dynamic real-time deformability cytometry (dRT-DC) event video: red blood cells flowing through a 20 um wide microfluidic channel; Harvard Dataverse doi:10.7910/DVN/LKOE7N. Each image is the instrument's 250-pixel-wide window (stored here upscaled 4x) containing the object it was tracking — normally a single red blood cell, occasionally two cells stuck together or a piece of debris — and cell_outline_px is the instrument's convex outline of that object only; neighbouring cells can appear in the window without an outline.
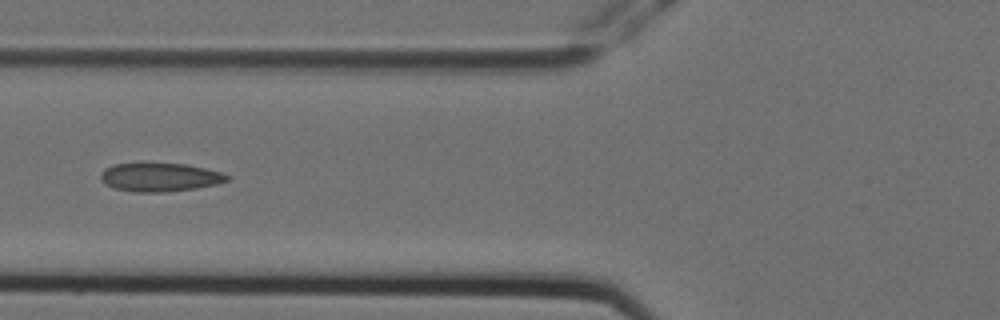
{"species": "Egyptian fruit bat (a non-hibernating species)", "species_latin": "Rousettus aegyptiacus", "temperature_condition": "cold", "stored_images_in_passage": 10, "camera_frame_rate_fps": 3000, "um_per_image_px": 0.085, "animal": {"sex": "female"}, "frame": {"image": 1, "passage_image": 6, "time_ms": 1.667, "image_size_px": [1000, 320], "cell_outline_px": [[232, 176], [228, 180], [216, 184], [196, 188], [164, 192], [136, 192], [116, 188], [104, 184], [100, 180], [100, 172], [104, 168], [112, 164], [144, 160], [188, 164], [224, 172]], "centroid_in_image_um": [13.56, 15.0], "position_along_channel_um": 112.2, "area_um2": 22.2}}
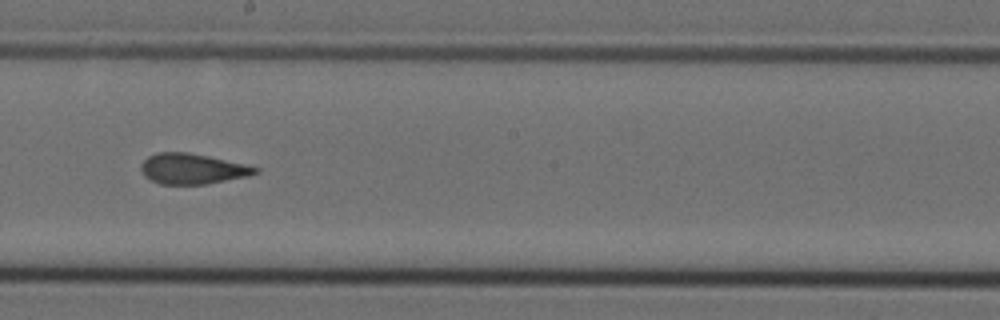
{"frame": {"image": 2, "passage_image": 9, "time_ms": 2.667, "image_size_px": [1000, 320], "cell_outline_px": [[260, 172], [248, 176], [208, 184], [160, 184], [144, 176], [140, 168], [140, 164], [148, 156], [156, 152], [188, 152], [208, 156], [244, 164], [260, 168]], "centroid_in_image_um": [16.34, 14.35], "position_along_channel_um": 231.9, "area_um2": 20.35}}
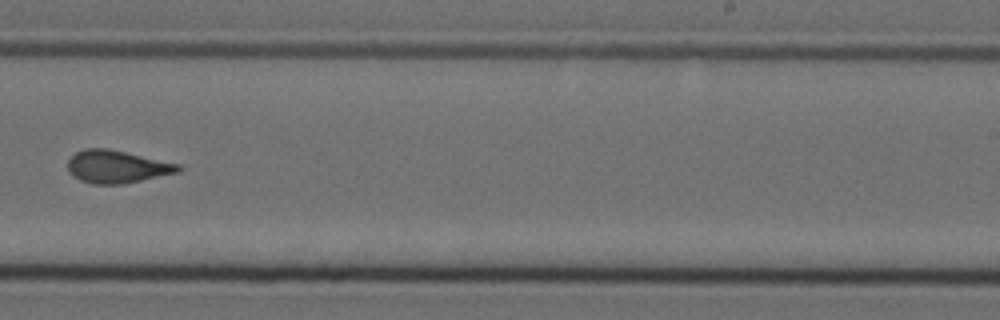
{"frame": {"image": 3, "passage_image": 10, "time_ms": 3.0, "image_size_px": [1000, 320], "cell_outline_px": [[184, 168], [180, 172], [124, 184], [92, 184], [80, 180], [72, 176], [68, 168], [68, 160], [76, 152], [84, 148], [108, 148], [180, 164]], "centroid_in_image_um": [9.96, 14.17], "position_along_channel_um": 279.0, "area_um2": 21.21}}